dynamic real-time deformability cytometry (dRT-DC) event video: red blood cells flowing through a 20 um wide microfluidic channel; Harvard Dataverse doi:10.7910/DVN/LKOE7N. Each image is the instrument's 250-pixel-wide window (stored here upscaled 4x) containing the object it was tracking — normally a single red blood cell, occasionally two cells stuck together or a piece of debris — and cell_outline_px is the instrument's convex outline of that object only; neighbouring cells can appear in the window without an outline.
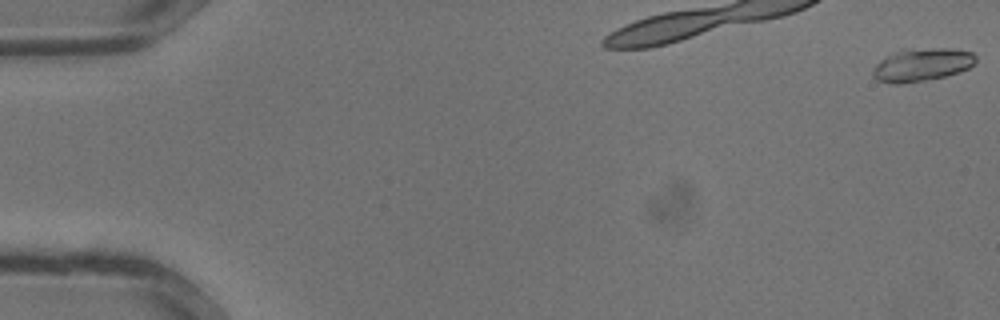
{"species": "common noctule bat (a hibernating species)", "species_latin": "Nyctalus noctula", "temperature_condition": "warm", "stored_images_in_passage": 11, "camera_frame_rate_fps": 3000, "um_per_image_px": 0.085, "animal": {"sex": "male", "body_mass_g": 13.3}, "frame": {"image": 1, "passage_image": 1, "time_ms": 0.0, "image_size_px": [1000, 320], "cell_outline_px": [[976, 60], [968, 68], [960, 72], [944, 76], [904, 84], [892, 84], [876, 80], [872, 76], [872, 68], [884, 56], [892, 52], [904, 48], [952, 48], [972, 52], [976, 56]], "centroid_in_image_um": [78.3, 5.49], "position_along_channel_um": 6.7, "area_um2": 20.17}}
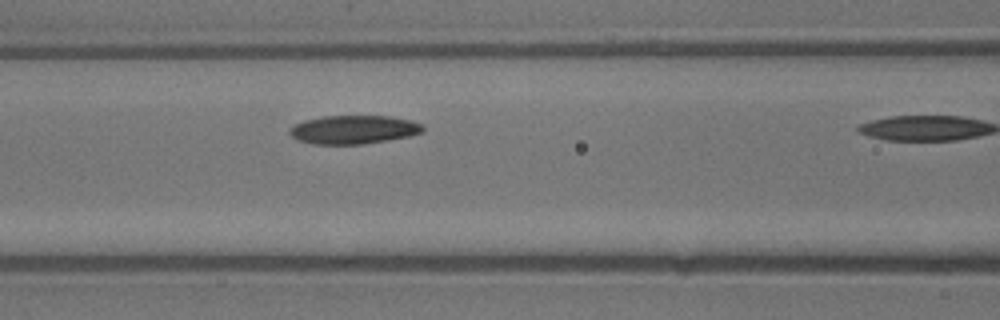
{"frame": {"image": 2, "passage_image": 10, "time_ms": 3.0, "image_size_px": [1000, 320], "cell_outline_px": [[424, 132], [412, 136], [364, 144], [312, 144], [296, 140], [288, 132], [288, 128], [292, 124], [304, 120], [324, 116], [392, 116], [412, 120], [424, 124]], "centroid_in_image_um": [30.07, 11.01], "position_along_channel_um": 136.5, "area_um2": 22.66}}